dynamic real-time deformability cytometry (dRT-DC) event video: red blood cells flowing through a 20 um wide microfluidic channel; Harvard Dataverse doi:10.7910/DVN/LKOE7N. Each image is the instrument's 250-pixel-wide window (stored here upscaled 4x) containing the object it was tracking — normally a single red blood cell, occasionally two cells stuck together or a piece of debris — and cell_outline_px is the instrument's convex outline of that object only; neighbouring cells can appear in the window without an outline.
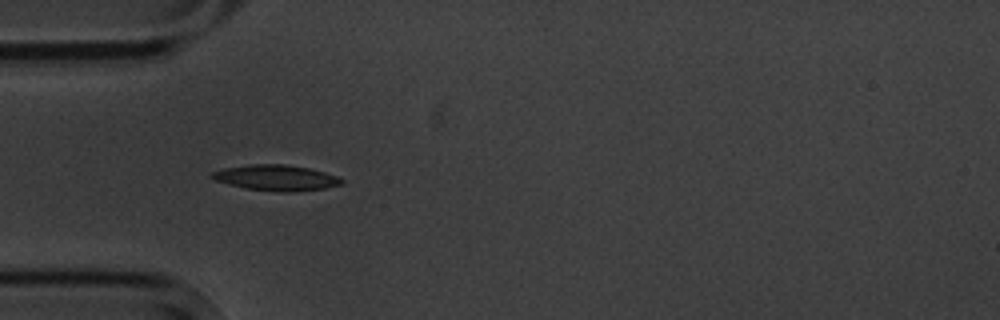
{"species": "common noctule bat (a hibernating species)", "species_latin": "Nyctalus noctula", "temperature_condition": "cold", "stored_images_in_passage": 6, "camera_frame_rate_fps": 3000, "um_per_image_px": 0.085, "animal": {"sex": "male", "body_mass_g": 20.1, "forearm_length_mm": 53.5}, "frame": {"image": 1, "passage_image": 5, "time_ms": 5.333, "image_size_px": [1000, 320], "cell_outline_px": [[344, 184], [324, 188], [288, 192], [280, 192], [248, 188], [216, 180], [208, 176], [212, 172], [224, 168], [248, 164], [284, 164], [308, 168], [324, 172], [336, 176], [344, 180]], "centroid_in_image_um": [23.48, 15.1], "position_along_channel_um": 61.5, "area_um2": 19.13}}
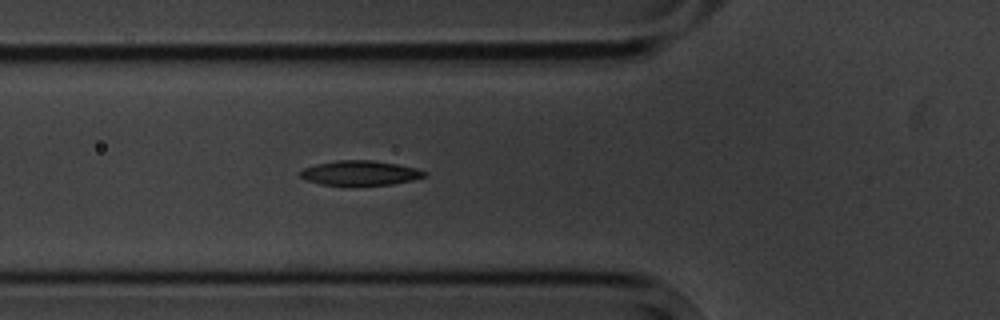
{"frame": {"image": 2, "passage_image": 6, "time_ms": 6.333, "image_size_px": [1000, 320], "cell_outline_px": [[428, 176], [412, 180], [392, 184], [320, 184], [304, 180], [300, 176], [300, 172], [304, 168], [316, 164], [336, 160], [372, 160], [396, 164], [416, 168], [428, 172]], "centroid_in_image_um": [30.62, 14.69], "position_along_channel_um": 95.2, "area_um2": 17.63}}